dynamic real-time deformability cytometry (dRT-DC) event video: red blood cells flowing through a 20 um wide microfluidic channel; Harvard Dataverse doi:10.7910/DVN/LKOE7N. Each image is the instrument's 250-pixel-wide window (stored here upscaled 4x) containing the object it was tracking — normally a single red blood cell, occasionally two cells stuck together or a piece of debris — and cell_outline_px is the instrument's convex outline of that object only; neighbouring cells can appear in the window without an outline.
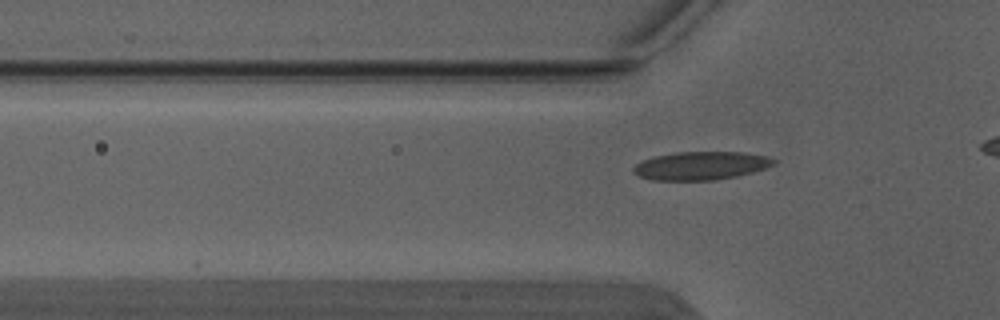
{"species": "Egyptian fruit bat (a non-hibernating species)", "species_latin": "Rousettus aegyptiacus", "temperature_condition": "warm", "stored_images_in_passage": 2, "camera_frame_rate_fps": 3000, "um_per_image_px": 0.085, "animal": {"sex": "male"}, "frame": {"image": 1, "passage_image": 2, "time_ms": 0.333, "image_size_px": [1000, 320], "cell_outline_px": [[776, 164], [752, 172], [736, 176], [716, 180], [652, 180], [640, 176], [632, 172], [632, 168], [636, 164], [644, 160], [656, 156], [676, 152], [744, 152], [764, 156], [776, 160]], "centroid_in_image_um": [59.57, 14.09], "position_along_channel_um": 66.2, "area_um2": 22.95}}